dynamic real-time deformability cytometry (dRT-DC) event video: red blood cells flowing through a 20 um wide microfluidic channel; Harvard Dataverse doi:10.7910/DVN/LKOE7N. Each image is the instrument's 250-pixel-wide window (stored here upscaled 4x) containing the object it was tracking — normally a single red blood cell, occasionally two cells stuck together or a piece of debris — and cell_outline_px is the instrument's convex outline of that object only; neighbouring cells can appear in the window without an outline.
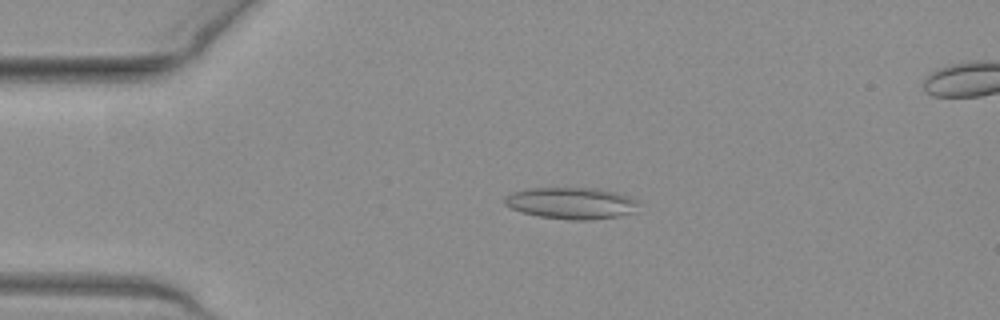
{"species": "common noctule bat (a hibernating species)", "species_latin": "Nyctalus noctula", "temperature_condition": "warm", "stored_images_in_passage": 53, "segment_of_instrument_passage": [1, 2], "camera_frame_rate_fps": 3000, "um_per_image_px": 0.085, "animal": {"sex": "female", "body_mass_g": 19.3, "forearm_length_mm": 54.1}, "frame": {"image": 1, "passage_image": 11, "time_ms": 3.333, "image_size_px": [1000, 320], "cell_outline_px": [[640, 200], [636, 212], [620, 216], [588, 220], [568, 220], [540, 216], [520, 212], [504, 204], [504, 196], [512, 192], [532, 188], [596, 188], [616, 192], [632, 196]], "centroid_in_image_um": [48.62, 17.27], "position_along_channel_um": 36.4, "area_um2": 25.03}}
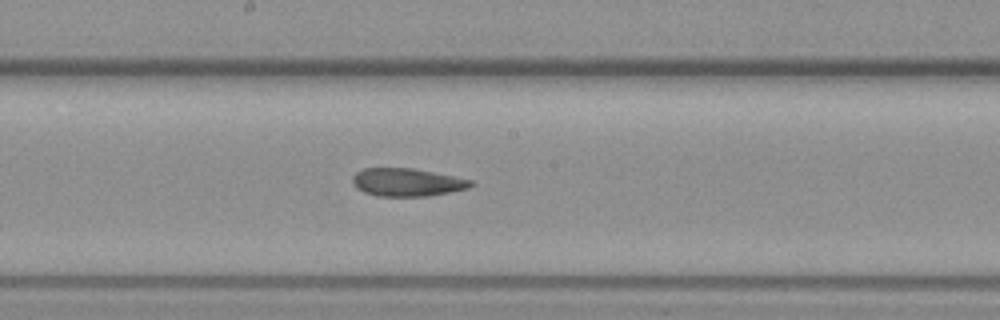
{"frame": {"image": 2, "passage_image": 27, "time_ms": 8.667, "image_size_px": [1000, 320], "cell_outline_px": [[476, 184], [468, 188], [428, 196], [376, 196], [364, 192], [356, 188], [352, 184], [352, 176], [356, 172], [364, 168], [412, 168], [472, 180]], "centroid_in_image_um": [34.56, 15.49], "position_along_channel_um": 213.6, "area_um2": 19.25}}
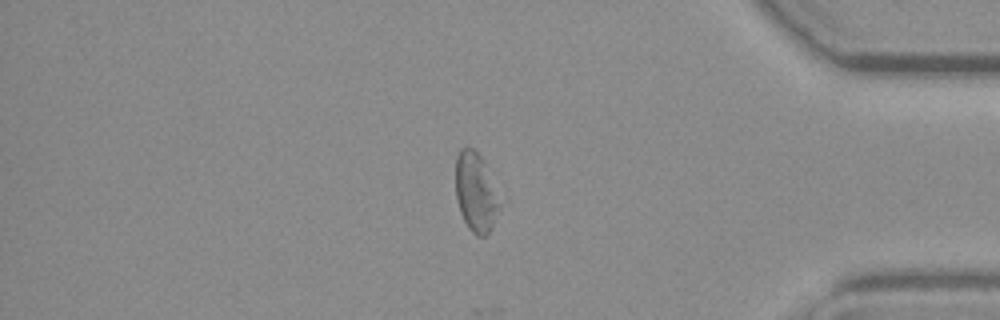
{"frame": {"image": 3, "passage_image": 43, "time_ms": 14.0, "image_size_px": [1000, 320], "cell_outline_px": [[508, 200], [488, 232], [484, 236], [476, 236], [468, 228], [460, 212], [456, 200], [456, 156], [460, 148], [468, 144], [484, 160], [508, 196]], "centroid_in_image_um": [40.6, 16.31], "position_along_channel_um": 394.6, "area_um2": 22.43}}